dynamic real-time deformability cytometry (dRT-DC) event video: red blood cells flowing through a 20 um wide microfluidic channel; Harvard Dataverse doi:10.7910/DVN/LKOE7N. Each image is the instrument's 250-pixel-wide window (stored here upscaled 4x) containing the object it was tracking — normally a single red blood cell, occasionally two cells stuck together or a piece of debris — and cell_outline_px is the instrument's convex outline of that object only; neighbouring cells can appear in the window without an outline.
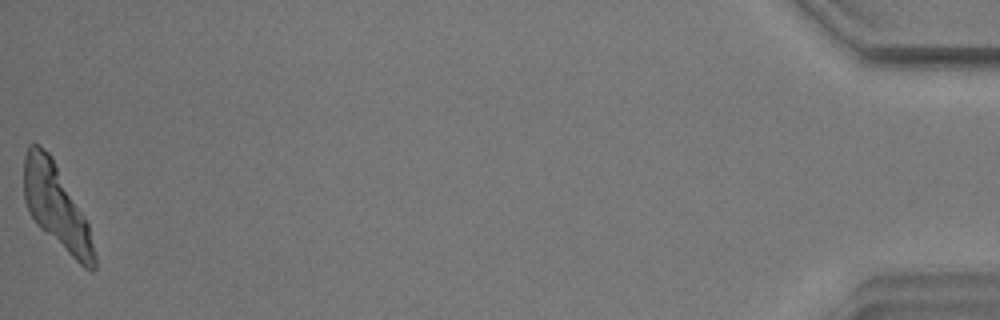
{"species": "common noctule bat (a hibernating species)", "species_latin": "Nyctalus noctula", "temperature_condition": "warm", "stored_images_in_passage": 57, "camera_frame_rate_fps": 3000, "um_per_image_px": 0.085, "animal": {"sex": "male", "body_mass_g": 17.9}, "frame": {"image": 1, "passage_image": 57, "time_ms": 18.667, "image_size_px": [1000, 320], "cell_outline_px": [[96, 268], [92, 272], [84, 268], [40, 228], [36, 224], [24, 200], [24, 156], [28, 144], [40, 144], [52, 156], [84, 216], [88, 224], [96, 256]], "centroid_in_image_um": [4.79, 17.56], "position_along_channel_um": 430.4, "area_um2": 34.1}}